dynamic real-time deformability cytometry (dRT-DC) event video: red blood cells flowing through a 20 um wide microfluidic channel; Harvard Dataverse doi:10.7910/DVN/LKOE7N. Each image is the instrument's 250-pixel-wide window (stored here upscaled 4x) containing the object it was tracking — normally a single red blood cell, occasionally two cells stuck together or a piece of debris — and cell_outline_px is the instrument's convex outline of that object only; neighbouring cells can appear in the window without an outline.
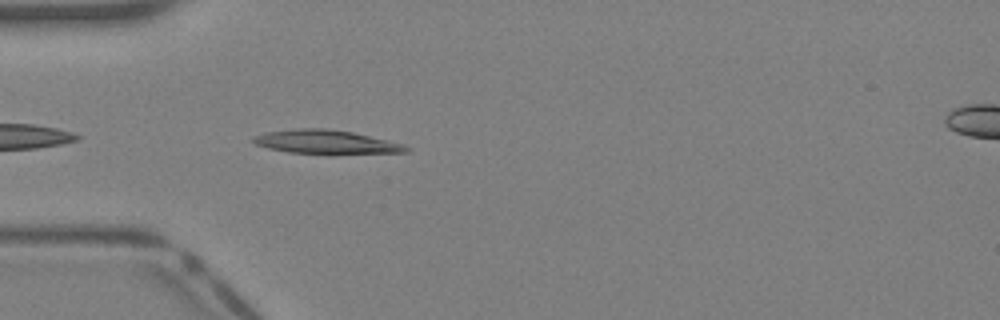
{"species": "Egyptian fruit bat (a non-hibernating species)", "species_latin": "Rousettus aegyptiacus", "temperature_condition": "warm", "stored_images_in_passage": 30, "camera_frame_rate_fps": 3000, "um_per_image_px": 0.085, "animal": {"sex": "female"}, "frame": {"image": 1, "passage_image": 2, "time_ms": 0.333, "image_size_px": [1000, 320], "cell_outline_px": [[412, 148], [408, 152], [328, 156], [288, 152], [268, 148], [256, 144], [252, 140], [252, 136], [264, 132], [300, 128], [324, 128], [352, 132], [404, 144]], "centroid_in_image_um": [27.76, 12.11], "position_along_channel_um": 57.2, "area_um2": 22.08}}
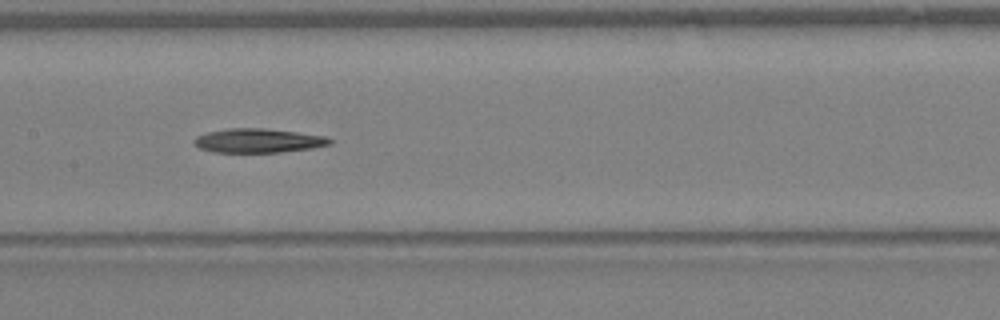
{"frame": {"image": 2, "passage_image": 10, "time_ms": 3.0, "image_size_px": [1000, 320], "cell_outline_px": [[332, 144], [312, 148], [280, 152], [212, 152], [200, 148], [192, 144], [192, 140], [196, 136], [208, 132], [228, 128], [264, 128], [328, 136], [332, 140]], "centroid_in_image_um": [21.94, 11.95], "position_along_channel_um": 185.5, "area_um2": 19.19}}
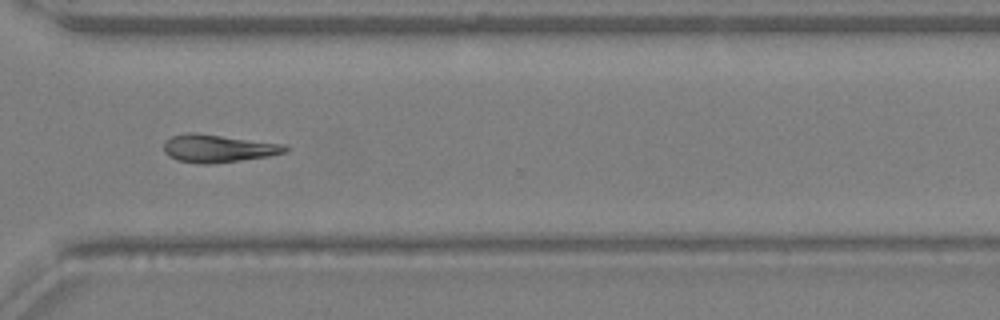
{"frame": {"image": 3, "passage_image": 20, "time_ms": 6.333, "image_size_px": [1000, 320], "cell_outline_px": [[288, 148], [284, 152], [268, 156], [240, 160], [208, 164], [200, 164], [176, 160], [168, 156], [164, 152], [164, 140], [172, 136], [192, 132], [284, 144]], "centroid_in_image_um": [18.47, 12.62], "position_along_channel_um": 352.1, "area_um2": 19.42}}